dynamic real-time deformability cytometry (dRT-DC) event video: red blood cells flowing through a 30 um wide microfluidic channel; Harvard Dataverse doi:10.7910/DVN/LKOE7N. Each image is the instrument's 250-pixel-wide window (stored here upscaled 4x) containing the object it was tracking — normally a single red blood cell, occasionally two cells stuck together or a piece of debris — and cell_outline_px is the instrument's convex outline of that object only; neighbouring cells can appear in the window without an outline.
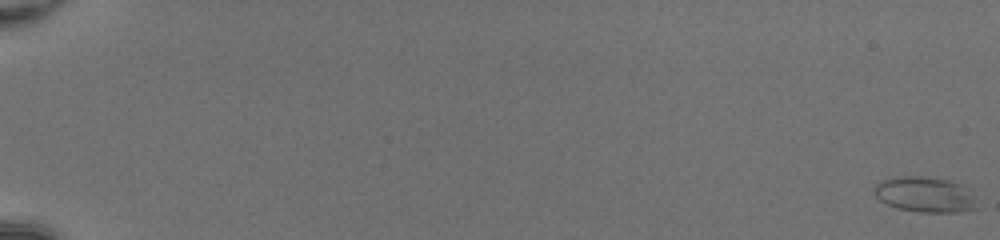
{"species": "common noctule bat (a hibernating species)", "species_latin": "Nyctalus noctula", "temperature_condition": "room temperature", "stored_images_in_passage": 53, "camera_frame_rate_fps": 3000, "um_per_image_px": 0.085, "animal": {"sex": "female", "body_mass_g": 20.0, "forearm_length_mm": 54.0}, "frame": {"image": 1, "passage_image": 1, "time_ms": 0.0, "image_size_px": [1000, 240], "cell_outline_px": [[976, 208], [960, 212], [920, 212], [896, 208], [880, 200], [876, 196], [872, 188], [880, 180], [892, 176], [924, 176], [948, 180], [960, 184], [972, 196]], "centroid_in_image_um": [78.53, 16.52], "position_along_channel_um": 6.5, "area_um2": 21.1}}
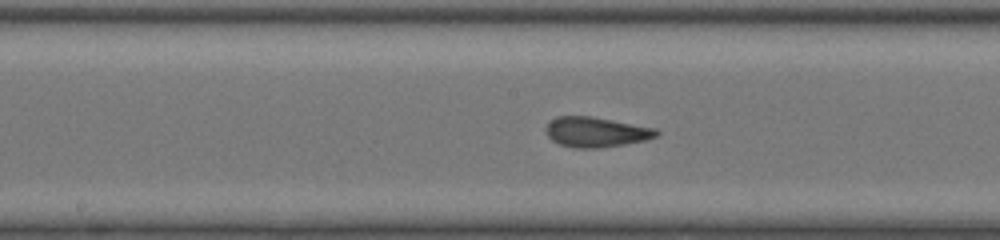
{"frame": {"image": 2, "passage_image": 31, "time_ms": 10.0, "image_size_px": [1000, 240], "cell_outline_px": [[660, 132], [656, 136], [644, 140], [624, 144], [596, 148], [576, 148], [560, 144], [552, 140], [548, 136], [544, 128], [548, 120], [556, 116], [592, 116], [656, 128]], "centroid_in_image_um": [50.61, 11.2], "position_along_channel_um": 197.6, "area_um2": 19.42}}
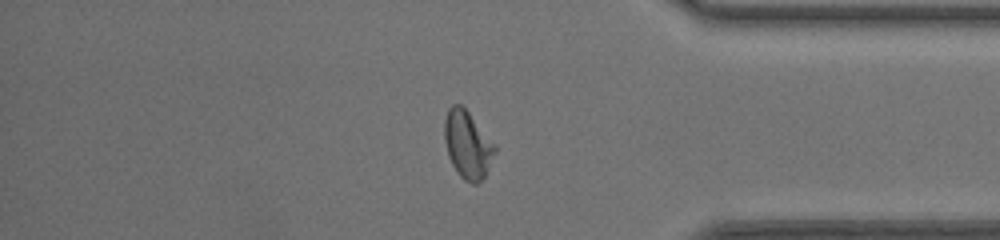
{"frame": {"image": 3, "passage_image": 46, "time_ms": 15.0, "image_size_px": [1000, 240], "cell_outline_px": [[496, 152], [484, 176], [476, 184], [472, 184], [464, 180], [456, 172], [448, 156], [444, 140], [444, 120], [448, 108], [452, 104], [460, 104], [468, 112], [496, 144]], "centroid_in_image_um": [39.73, 12.29], "position_along_channel_um": 395.5, "area_um2": 19.88}, "authors_computed_cell_mechanics": {"area_um2": 19.7676, "velocity_mm_per_s": 4.2262, "shape_relaxation_time_tau1_ms": 7.5764, "shape_relaxation_time_tau2_ms": 0.8793, "deformation_change_tau1": 0.1943, "deformation_change_tau2": 0.0682}}